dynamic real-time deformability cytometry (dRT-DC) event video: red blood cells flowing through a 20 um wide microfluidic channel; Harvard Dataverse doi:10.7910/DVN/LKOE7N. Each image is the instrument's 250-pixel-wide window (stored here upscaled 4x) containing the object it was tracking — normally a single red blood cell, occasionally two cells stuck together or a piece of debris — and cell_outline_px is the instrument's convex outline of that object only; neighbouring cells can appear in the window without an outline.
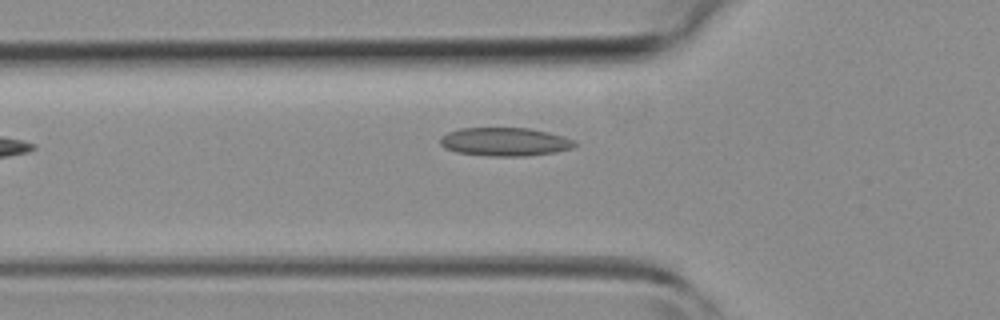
{"species": "common noctule bat (a hibernating species)", "species_latin": "Nyctalus noctula", "temperature_condition": "room temperature", "stored_images_in_passage": 32, "camera_frame_rate_fps": 3000, "um_per_image_px": 0.085, "animal": {"sex": "female", "body_mass_g": 19.3, "forearm_length_mm": 54.1}, "frame": {"image": 1, "passage_image": 4, "time_ms": 1.0, "image_size_px": [1000, 320], "cell_outline_px": [[576, 144], [572, 148], [552, 152], [524, 156], [488, 156], [456, 152], [444, 148], [440, 144], [440, 136], [448, 132], [460, 128], [528, 128], [548, 132], [564, 136], [576, 140]], "centroid_in_image_um": [42.88, 12.05], "position_along_channel_um": 82.9, "area_um2": 22.31}}
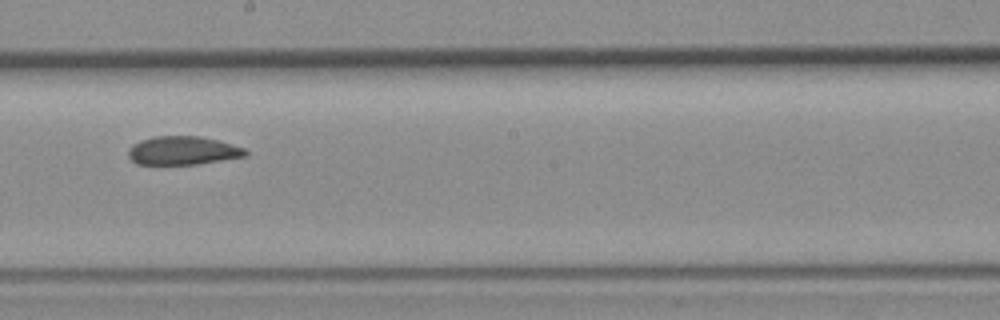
{"frame": {"image": 2, "passage_image": 14, "time_ms": 4.333, "image_size_px": [1000, 320], "cell_outline_px": [[248, 156], [196, 164], [136, 164], [128, 156], [128, 148], [132, 144], [140, 140], [156, 136], [200, 136], [220, 140], [244, 148], [248, 152]], "centroid_in_image_um": [15.54, 12.79], "position_along_channel_um": 232.7, "area_um2": 19.59}}
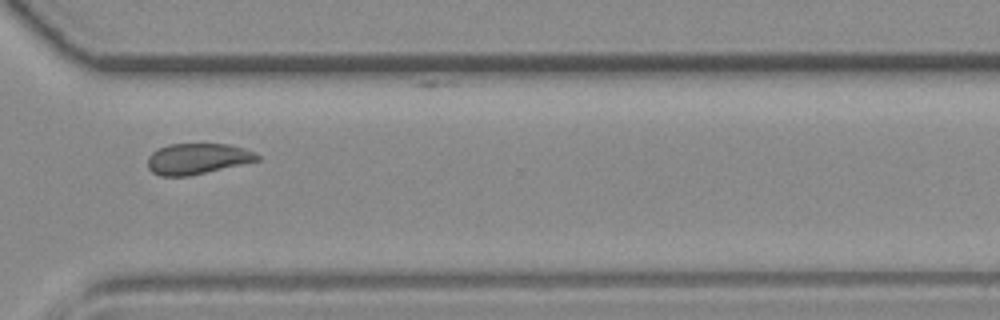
{"frame": {"image": 3, "passage_image": 22, "time_ms": 7.0, "image_size_px": [1000, 320], "cell_outline_px": [[260, 160], [188, 176], [160, 176], [152, 172], [148, 168], [148, 156], [156, 148], [168, 144], [232, 144], [256, 152], [260, 156]], "centroid_in_image_um": [16.77, 13.48], "position_along_channel_um": 353.8, "area_um2": 19.83}}